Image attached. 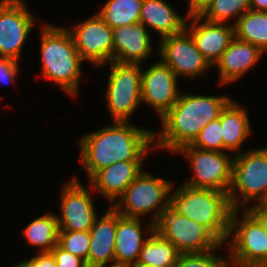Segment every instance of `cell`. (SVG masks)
I'll use <instances>...</instances> for the list:
<instances>
[{"mask_svg":"<svg viewBox=\"0 0 267 267\" xmlns=\"http://www.w3.org/2000/svg\"><path fill=\"white\" fill-rule=\"evenodd\" d=\"M114 121L81 137L80 161L90 180L99 170L119 161H143L154 144V131ZM152 144V145H151Z\"/></svg>","mask_w":267,"mask_h":267,"instance_id":"6da1fadb","label":"cell"},{"mask_svg":"<svg viewBox=\"0 0 267 267\" xmlns=\"http://www.w3.org/2000/svg\"><path fill=\"white\" fill-rule=\"evenodd\" d=\"M230 100L226 95L217 97L180 93L177 102L160 118L162 130L153 133L156 140L154 149L156 146L175 153L184 145L191 144L210 121L219 118Z\"/></svg>","mask_w":267,"mask_h":267,"instance_id":"7a4b0ae2","label":"cell"},{"mask_svg":"<svg viewBox=\"0 0 267 267\" xmlns=\"http://www.w3.org/2000/svg\"><path fill=\"white\" fill-rule=\"evenodd\" d=\"M170 193L169 206L175 212L204 226L220 243L227 242L233 210L228 193L186 184Z\"/></svg>","mask_w":267,"mask_h":267,"instance_id":"3957f363","label":"cell"},{"mask_svg":"<svg viewBox=\"0 0 267 267\" xmlns=\"http://www.w3.org/2000/svg\"><path fill=\"white\" fill-rule=\"evenodd\" d=\"M42 76L60 86L66 94L78 95L83 62L67 28L43 24L41 27Z\"/></svg>","mask_w":267,"mask_h":267,"instance_id":"277c9868","label":"cell"},{"mask_svg":"<svg viewBox=\"0 0 267 267\" xmlns=\"http://www.w3.org/2000/svg\"><path fill=\"white\" fill-rule=\"evenodd\" d=\"M228 199L232 209L267 201V147L234 155Z\"/></svg>","mask_w":267,"mask_h":267,"instance_id":"5b68a950","label":"cell"},{"mask_svg":"<svg viewBox=\"0 0 267 267\" xmlns=\"http://www.w3.org/2000/svg\"><path fill=\"white\" fill-rule=\"evenodd\" d=\"M174 183L149 172H141L126 191L111 205L121 216L143 218L152 213L151 222L156 224L161 214L169 207L170 193ZM153 210L155 212L153 213Z\"/></svg>","mask_w":267,"mask_h":267,"instance_id":"8992f818","label":"cell"},{"mask_svg":"<svg viewBox=\"0 0 267 267\" xmlns=\"http://www.w3.org/2000/svg\"><path fill=\"white\" fill-rule=\"evenodd\" d=\"M239 214V209H233L230 217L228 239L233 238V241L231 240L228 247L230 249L228 266L267 267V234L265 230L246 208L242 212L241 220Z\"/></svg>","mask_w":267,"mask_h":267,"instance_id":"52a82bcc","label":"cell"},{"mask_svg":"<svg viewBox=\"0 0 267 267\" xmlns=\"http://www.w3.org/2000/svg\"><path fill=\"white\" fill-rule=\"evenodd\" d=\"M111 70L106 86V104L114 121L129 122L141 100V64L108 63Z\"/></svg>","mask_w":267,"mask_h":267,"instance_id":"ba28073f","label":"cell"},{"mask_svg":"<svg viewBox=\"0 0 267 267\" xmlns=\"http://www.w3.org/2000/svg\"><path fill=\"white\" fill-rule=\"evenodd\" d=\"M176 152L190 161L194 175L184 182L194 188L213 189L228 193L232 181L233 155L184 145Z\"/></svg>","mask_w":267,"mask_h":267,"instance_id":"9c48e42d","label":"cell"},{"mask_svg":"<svg viewBox=\"0 0 267 267\" xmlns=\"http://www.w3.org/2000/svg\"><path fill=\"white\" fill-rule=\"evenodd\" d=\"M155 231L183 253H200L216 248L220 242L201 224L175 212L170 206L155 224Z\"/></svg>","mask_w":267,"mask_h":267,"instance_id":"30bf717a","label":"cell"},{"mask_svg":"<svg viewBox=\"0 0 267 267\" xmlns=\"http://www.w3.org/2000/svg\"><path fill=\"white\" fill-rule=\"evenodd\" d=\"M67 29L83 61L104 66L113 61L112 28L96 13Z\"/></svg>","mask_w":267,"mask_h":267,"instance_id":"8fae6325","label":"cell"},{"mask_svg":"<svg viewBox=\"0 0 267 267\" xmlns=\"http://www.w3.org/2000/svg\"><path fill=\"white\" fill-rule=\"evenodd\" d=\"M35 18L24 0H0V57L20 61Z\"/></svg>","mask_w":267,"mask_h":267,"instance_id":"7c38bea8","label":"cell"},{"mask_svg":"<svg viewBox=\"0 0 267 267\" xmlns=\"http://www.w3.org/2000/svg\"><path fill=\"white\" fill-rule=\"evenodd\" d=\"M159 40L160 58L178 78L199 77L212 67L197 49L193 38L186 30Z\"/></svg>","mask_w":267,"mask_h":267,"instance_id":"4fadbf2b","label":"cell"},{"mask_svg":"<svg viewBox=\"0 0 267 267\" xmlns=\"http://www.w3.org/2000/svg\"><path fill=\"white\" fill-rule=\"evenodd\" d=\"M60 200L61 216L57 215L59 230H90L98 215L91 193L76 176L63 186Z\"/></svg>","mask_w":267,"mask_h":267,"instance_id":"5bb4252c","label":"cell"},{"mask_svg":"<svg viewBox=\"0 0 267 267\" xmlns=\"http://www.w3.org/2000/svg\"><path fill=\"white\" fill-rule=\"evenodd\" d=\"M177 80V75L161 59L145 71L142 69V103L155 109L161 118L178 100Z\"/></svg>","mask_w":267,"mask_h":267,"instance_id":"9a60e30c","label":"cell"},{"mask_svg":"<svg viewBox=\"0 0 267 267\" xmlns=\"http://www.w3.org/2000/svg\"><path fill=\"white\" fill-rule=\"evenodd\" d=\"M188 19L191 27L186 22L185 30L193 38L197 49L213 67L235 38L234 25L210 22L200 15L188 16Z\"/></svg>","mask_w":267,"mask_h":267,"instance_id":"2e32d148","label":"cell"},{"mask_svg":"<svg viewBox=\"0 0 267 267\" xmlns=\"http://www.w3.org/2000/svg\"><path fill=\"white\" fill-rule=\"evenodd\" d=\"M149 33L141 23L112 28L113 61L142 64L153 52Z\"/></svg>","mask_w":267,"mask_h":267,"instance_id":"e0dca14e","label":"cell"},{"mask_svg":"<svg viewBox=\"0 0 267 267\" xmlns=\"http://www.w3.org/2000/svg\"><path fill=\"white\" fill-rule=\"evenodd\" d=\"M121 215L112 207L101 217H96L94 224L89 230L90 244L87 267L108 266L107 263L115 264V236L117 220Z\"/></svg>","mask_w":267,"mask_h":267,"instance_id":"ac0fdd59","label":"cell"},{"mask_svg":"<svg viewBox=\"0 0 267 267\" xmlns=\"http://www.w3.org/2000/svg\"><path fill=\"white\" fill-rule=\"evenodd\" d=\"M144 161H119L99 170L89 181L90 188L104 195L111 205L142 172Z\"/></svg>","mask_w":267,"mask_h":267,"instance_id":"d6986e66","label":"cell"},{"mask_svg":"<svg viewBox=\"0 0 267 267\" xmlns=\"http://www.w3.org/2000/svg\"><path fill=\"white\" fill-rule=\"evenodd\" d=\"M141 220L142 218L123 216L117 220L115 236L116 265H135L143 245L155 231V224L150 221L149 224L147 223L148 232H143ZM146 233L148 234L147 238H143Z\"/></svg>","mask_w":267,"mask_h":267,"instance_id":"ffe728a7","label":"cell"},{"mask_svg":"<svg viewBox=\"0 0 267 267\" xmlns=\"http://www.w3.org/2000/svg\"><path fill=\"white\" fill-rule=\"evenodd\" d=\"M264 52L251 43L234 38L215 64L219 71V84L234 83L260 60Z\"/></svg>","mask_w":267,"mask_h":267,"instance_id":"44dd1931","label":"cell"},{"mask_svg":"<svg viewBox=\"0 0 267 267\" xmlns=\"http://www.w3.org/2000/svg\"><path fill=\"white\" fill-rule=\"evenodd\" d=\"M165 0H143L140 23L156 31L160 38L176 35L185 30L188 16L177 14Z\"/></svg>","mask_w":267,"mask_h":267,"instance_id":"7402d4cb","label":"cell"},{"mask_svg":"<svg viewBox=\"0 0 267 267\" xmlns=\"http://www.w3.org/2000/svg\"><path fill=\"white\" fill-rule=\"evenodd\" d=\"M220 122L223 152L235 151V155L242 153L241 146L252 131L246 110L231 99L220 112Z\"/></svg>","mask_w":267,"mask_h":267,"instance_id":"603a6c76","label":"cell"},{"mask_svg":"<svg viewBox=\"0 0 267 267\" xmlns=\"http://www.w3.org/2000/svg\"><path fill=\"white\" fill-rule=\"evenodd\" d=\"M180 253L176 247L154 231L140 251L137 265L151 267H174Z\"/></svg>","mask_w":267,"mask_h":267,"instance_id":"cb8c5ba5","label":"cell"},{"mask_svg":"<svg viewBox=\"0 0 267 267\" xmlns=\"http://www.w3.org/2000/svg\"><path fill=\"white\" fill-rule=\"evenodd\" d=\"M232 24L235 38L251 43L267 53V12L249 10Z\"/></svg>","mask_w":267,"mask_h":267,"instance_id":"d4e9b609","label":"cell"},{"mask_svg":"<svg viewBox=\"0 0 267 267\" xmlns=\"http://www.w3.org/2000/svg\"><path fill=\"white\" fill-rule=\"evenodd\" d=\"M58 234L57 215L50 212L32 220L23 231L30 245L40 247L38 252H50L58 243Z\"/></svg>","mask_w":267,"mask_h":267,"instance_id":"484cf974","label":"cell"},{"mask_svg":"<svg viewBox=\"0 0 267 267\" xmlns=\"http://www.w3.org/2000/svg\"><path fill=\"white\" fill-rule=\"evenodd\" d=\"M143 0H108L98 15L110 28L140 23Z\"/></svg>","mask_w":267,"mask_h":267,"instance_id":"4316f807","label":"cell"},{"mask_svg":"<svg viewBox=\"0 0 267 267\" xmlns=\"http://www.w3.org/2000/svg\"><path fill=\"white\" fill-rule=\"evenodd\" d=\"M249 10L250 0H213L200 16L214 23H225L232 17L236 22Z\"/></svg>","mask_w":267,"mask_h":267,"instance_id":"83f0119b","label":"cell"},{"mask_svg":"<svg viewBox=\"0 0 267 267\" xmlns=\"http://www.w3.org/2000/svg\"><path fill=\"white\" fill-rule=\"evenodd\" d=\"M90 233L87 231L59 230L57 245L67 252L76 255L85 262L88 260Z\"/></svg>","mask_w":267,"mask_h":267,"instance_id":"f1b7e54d","label":"cell"},{"mask_svg":"<svg viewBox=\"0 0 267 267\" xmlns=\"http://www.w3.org/2000/svg\"><path fill=\"white\" fill-rule=\"evenodd\" d=\"M221 245L210 251L180 254L174 267H229L228 258L214 253Z\"/></svg>","mask_w":267,"mask_h":267,"instance_id":"f546056e","label":"cell"},{"mask_svg":"<svg viewBox=\"0 0 267 267\" xmlns=\"http://www.w3.org/2000/svg\"><path fill=\"white\" fill-rule=\"evenodd\" d=\"M220 115L219 118L210 121L191 143L192 146L210 151L223 152V140L221 132Z\"/></svg>","mask_w":267,"mask_h":267,"instance_id":"4dcf8cb0","label":"cell"},{"mask_svg":"<svg viewBox=\"0 0 267 267\" xmlns=\"http://www.w3.org/2000/svg\"><path fill=\"white\" fill-rule=\"evenodd\" d=\"M50 252L56 261L57 267H87L83 259L65 251L58 245H56Z\"/></svg>","mask_w":267,"mask_h":267,"instance_id":"1f68e13d","label":"cell"},{"mask_svg":"<svg viewBox=\"0 0 267 267\" xmlns=\"http://www.w3.org/2000/svg\"><path fill=\"white\" fill-rule=\"evenodd\" d=\"M19 62L8 57H0V83L9 84L16 81L18 76Z\"/></svg>","mask_w":267,"mask_h":267,"instance_id":"d6a6232c","label":"cell"},{"mask_svg":"<svg viewBox=\"0 0 267 267\" xmlns=\"http://www.w3.org/2000/svg\"><path fill=\"white\" fill-rule=\"evenodd\" d=\"M23 261L27 267H57L51 252H38L34 257Z\"/></svg>","mask_w":267,"mask_h":267,"instance_id":"836d02e7","label":"cell"},{"mask_svg":"<svg viewBox=\"0 0 267 267\" xmlns=\"http://www.w3.org/2000/svg\"><path fill=\"white\" fill-rule=\"evenodd\" d=\"M254 204L246 209L257 219L267 234V201H260Z\"/></svg>","mask_w":267,"mask_h":267,"instance_id":"e575fe53","label":"cell"},{"mask_svg":"<svg viewBox=\"0 0 267 267\" xmlns=\"http://www.w3.org/2000/svg\"><path fill=\"white\" fill-rule=\"evenodd\" d=\"M213 0H189L186 16L201 15Z\"/></svg>","mask_w":267,"mask_h":267,"instance_id":"d590c367","label":"cell"},{"mask_svg":"<svg viewBox=\"0 0 267 267\" xmlns=\"http://www.w3.org/2000/svg\"><path fill=\"white\" fill-rule=\"evenodd\" d=\"M250 10L267 12V0H250Z\"/></svg>","mask_w":267,"mask_h":267,"instance_id":"8d00e7d4","label":"cell"},{"mask_svg":"<svg viewBox=\"0 0 267 267\" xmlns=\"http://www.w3.org/2000/svg\"><path fill=\"white\" fill-rule=\"evenodd\" d=\"M12 267H27L26 264L22 261H19L15 266Z\"/></svg>","mask_w":267,"mask_h":267,"instance_id":"74e56055","label":"cell"},{"mask_svg":"<svg viewBox=\"0 0 267 267\" xmlns=\"http://www.w3.org/2000/svg\"><path fill=\"white\" fill-rule=\"evenodd\" d=\"M102 267H107V266H102ZM109 267H130L129 265H110Z\"/></svg>","mask_w":267,"mask_h":267,"instance_id":"f35d334b","label":"cell"},{"mask_svg":"<svg viewBox=\"0 0 267 267\" xmlns=\"http://www.w3.org/2000/svg\"><path fill=\"white\" fill-rule=\"evenodd\" d=\"M130 267H151V266H141V265L135 264V265H130Z\"/></svg>","mask_w":267,"mask_h":267,"instance_id":"ab89813d","label":"cell"}]
</instances>
